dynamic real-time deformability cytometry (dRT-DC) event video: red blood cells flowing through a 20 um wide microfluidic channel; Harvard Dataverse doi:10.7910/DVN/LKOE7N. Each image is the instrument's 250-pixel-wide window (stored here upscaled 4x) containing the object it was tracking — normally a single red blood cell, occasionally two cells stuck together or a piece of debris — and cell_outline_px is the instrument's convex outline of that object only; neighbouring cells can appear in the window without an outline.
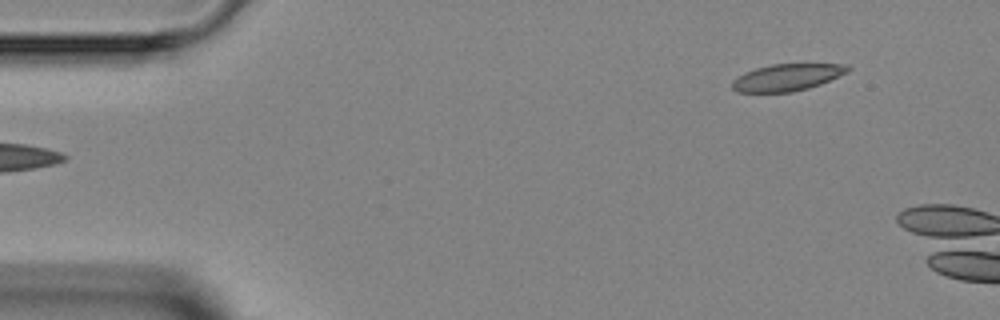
{"species": "Egyptian fruit bat (a non-hibernating species)", "species_latin": "Rousettus aegyptiacus", "temperature_condition": "room temperature", "stored_images_in_passage": 5, "segment_of_instrument_passage": [2, 2], "camera_frame_rate_fps": 3000, "um_per_image_px": 0.085, "animal": {"sex": "female"}, "frame": {"image": 1, "passage_image": 5, "time_ms": 4.667, "image_size_px": [1000, 320], "cell_outline_px": [[852, 68], [848, 72], [820, 84], [808, 88], [792, 92], [736, 92], [732, 88], [732, 80], [744, 72], [756, 68], [772, 64], [848, 64]], "centroid_in_image_um": [66.9, 6.57], "position_along_channel_um": 18.1, "area_um2": 18.15}}